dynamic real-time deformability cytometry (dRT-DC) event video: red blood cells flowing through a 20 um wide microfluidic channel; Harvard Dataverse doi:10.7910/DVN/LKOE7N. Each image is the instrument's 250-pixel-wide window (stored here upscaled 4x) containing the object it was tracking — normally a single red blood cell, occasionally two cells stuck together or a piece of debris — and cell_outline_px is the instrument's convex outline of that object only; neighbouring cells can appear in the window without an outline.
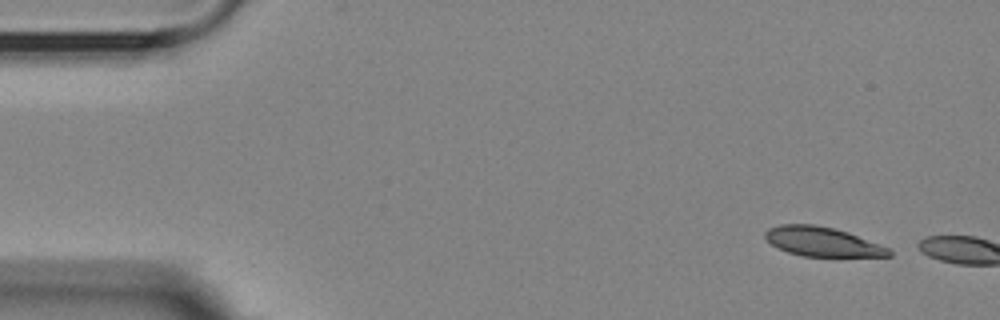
{"species": "Egyptian fruit bat (a non-hibernating species)", "species_latin": "Rousettus aegyptiacus", "temperature_condition": "room temperature", "stored_images_in_passage": 4, "segment_of_instrument_passage": [2, 2], "camera_frame_rate_fps": 3000, "um_per_image_px": 0.085, "animal": {"sex": "female"}, "frame": {"image": 1, "passage_image": 4, "time_ms": 5.667, "image_size_px": [1000, 320], "cell_outline_px": [[892, 256], [804, 256], [788, 252], [776, 248], [764, 236], [764, 232], [768, 228], [780, 224], [812, 224], [832, 228], [848, 232], [888, 248], [892, 252]], "centroid_in_image_um": [69.85, 20.54], "position_along_channel_um": 15.2, "area_um2": 20.92}}